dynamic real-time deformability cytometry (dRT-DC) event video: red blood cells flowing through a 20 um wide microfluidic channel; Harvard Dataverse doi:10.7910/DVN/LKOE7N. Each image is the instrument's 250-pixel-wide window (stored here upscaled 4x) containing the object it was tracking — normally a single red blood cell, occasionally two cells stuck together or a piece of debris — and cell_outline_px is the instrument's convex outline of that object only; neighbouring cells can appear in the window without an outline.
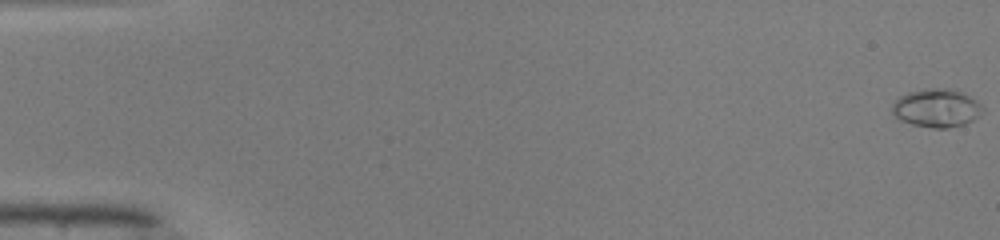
{"species": "common noctule bat (a hibernating species)", "species_latin": "Nyctalus noctula", "temperature_condition": "warm", "stored_images_in_passage": 50, "camera_frame_rate_fps": 3000, "um_per_image_px": 0.085, "animal": {"sex": "male", "body_mass_g": 19.0, "forearm_length_mm": 50.8}, "frame": {"image": 1, "passage_image": 1, "time_ms": 0.0, "image_size_px": [1000, 240], "cell_outline_px": [[984, 112], [980, 116], [964, 124], [948, 128], [932, 128], [912, 124], [900, 120], [892, 112], [892, 104], [900, 96], [908, 92], [924, 88], [956, 88], [976, 100], [984, 108]], "centroid_in_image_um": [79.64, 9.17], "position_along_channel_um": 5.4, "area_um2": 20.46}}
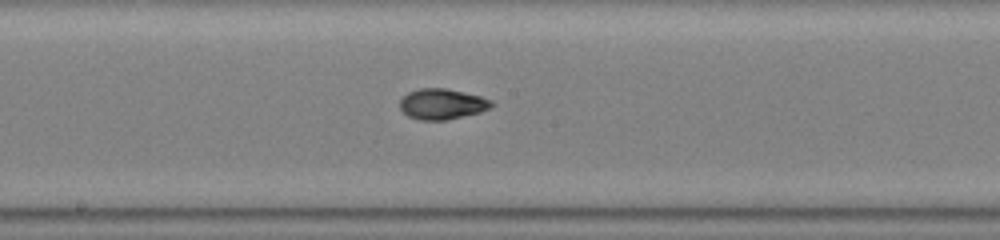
{"frame": {"image": 2, "passage_image": 28, "time_ms": 9.0, "image_size_px": [1000, 240], "cell_outline_px": [[492, 104], [488, 108], [480, 112], [444, 120], [420, 120], [408, 116], [400, 108], [400, 100], [408, 92], [420, 88], [444, 88], [464, 92], [480, 96], [492, 100]], "centroid_in_image_um": [37.55, 8.83], "position_along_channel_um": 210.7, "area_um2": 16.13}}
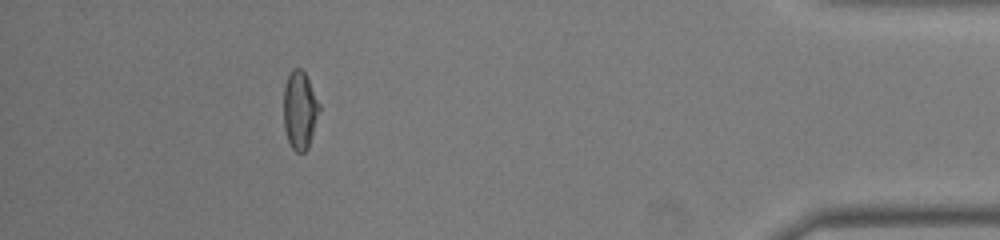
{"frame": {"image": 3, "passage_image": 46, "time_ms": 15.0, "image_size_px": [1000, 240], "cell_outline_px": [[320, 108], [308, 148], [304, 152], [296, 152], [292, 148], [288, 140], [284, 128], [284, 84], [292, 68], [300, 68], [304, 72], [320, 104]], "centroid_in_image_um": [25.47, 9.36], "position_along_channel_um": 409.7, "area_um2": 16.07}, "authors_computed_cell_mechanics": {"area_um2": 16.3863, "velocity_mm_per_s": 4.162, "shape_relaxation_time_tau1_ms": 7.0656, "shape_relaxation_time_tau2_ms": 1.0566, "deformation_change_tau1": 0.25, "deformation_change_tau2": 0.0507}}